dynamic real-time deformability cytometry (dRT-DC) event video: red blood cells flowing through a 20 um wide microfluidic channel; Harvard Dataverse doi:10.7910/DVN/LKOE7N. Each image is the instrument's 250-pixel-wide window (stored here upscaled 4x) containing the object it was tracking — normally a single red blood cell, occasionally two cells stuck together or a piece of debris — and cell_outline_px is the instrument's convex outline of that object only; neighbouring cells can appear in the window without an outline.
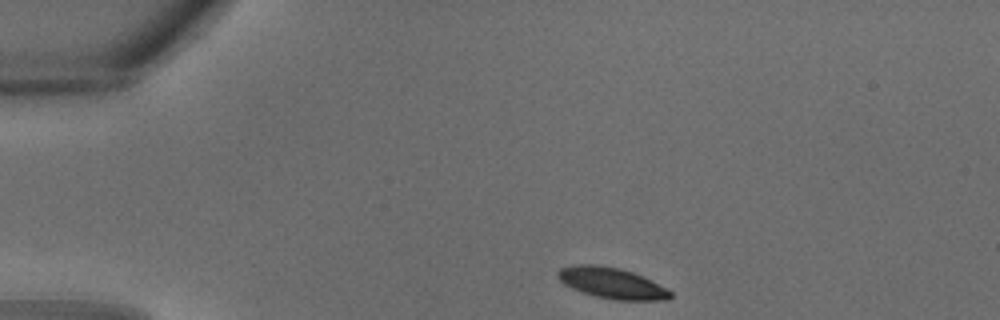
{"species": "common noctule bat (a hibernating species)", "species_latin": "Nyctalus noctula", "temperature_condition": "warm", "stored_images_in_passage": 7, "camera_frame_rate_fps": 3000, "um_per_image_px": 0.085, "animal": {"sex": "male", "body_mass_g": 18.8}, "frame": {"image": 1, "passage_image": 1, "time_ms": 0.0, "image_size_px": [1000, 320], "cell_outline_px": [[672, 296], [668, 300], [616, 300], [596, 296], [572, 288], [564, 284], [556, 276], [556, 272], [560, 268], [572, 264], [600, 264], [620, 268], [632, 272], [652, 280], [668, 288], [672, 292]], "centroid_in_image_um": [52.01, 24.04], "position_along_channel_um": 33.0, "area_um2": 20.52}}
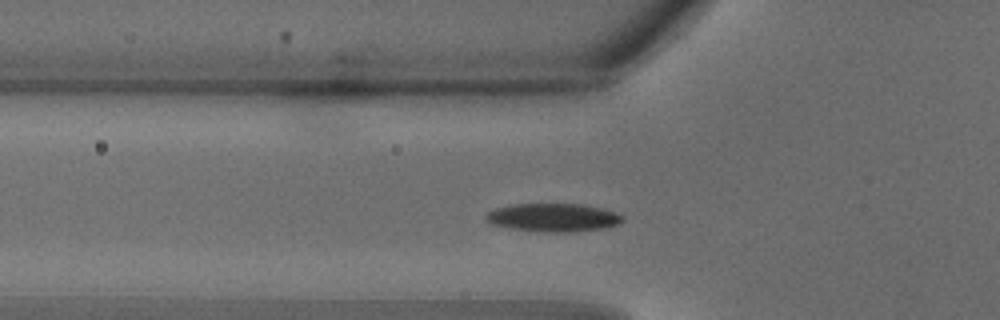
{"frame": {"image": 2, "passage_image": 6, "time_ms": 1.667, "image_size_px": [1000, 320], "cell_outline_px": [[624, 220], [620, 224], [604, 228], [568, 232], [548, 232], [508, 228], [492, 224], [484, 216], [488, 212], [496, 208], [512, 204], [584, 204], [616, 212], [624, 216]], "centroid_in_image_um": [47.05, 18.48], "position_along_channel_um": 78.7, "area_um2": 22.48}}